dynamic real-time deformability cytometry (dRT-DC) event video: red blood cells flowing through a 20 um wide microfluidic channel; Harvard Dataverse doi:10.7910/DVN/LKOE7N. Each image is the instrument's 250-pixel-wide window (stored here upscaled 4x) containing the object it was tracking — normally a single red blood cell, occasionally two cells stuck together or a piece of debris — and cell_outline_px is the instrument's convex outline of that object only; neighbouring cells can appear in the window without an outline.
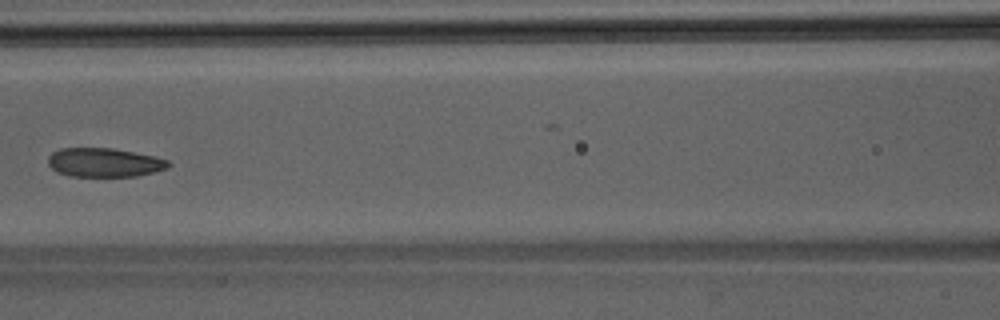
{"species": "Egyptian fruit bat (a non-hibernating species)", "species_latin": "Rousettus aegyptiacus", "temperature_condition": "room temperature", "stored_images_in_passage": 6, "camera_frame_rate_fps": 3000, "um_per_image_px": 0.085, "animal": {"sex": "male"}, "frame": {"image": 1, "passage_image": 6, "time_ms": 1.667, "image_size_px": [1000, 320], "cell_outline_px": [[172, 164], [168, 168], [136, 176], [68, 176], [56, 172], [48, 164], [48, 156], [52, 152], [60, 148], [112, 148], [156, 156], [168, 160]], "centroid_in_image_um": [8.86, 13.81], "position_along_channel_um": 157.7, "area_um2": 20.4}}